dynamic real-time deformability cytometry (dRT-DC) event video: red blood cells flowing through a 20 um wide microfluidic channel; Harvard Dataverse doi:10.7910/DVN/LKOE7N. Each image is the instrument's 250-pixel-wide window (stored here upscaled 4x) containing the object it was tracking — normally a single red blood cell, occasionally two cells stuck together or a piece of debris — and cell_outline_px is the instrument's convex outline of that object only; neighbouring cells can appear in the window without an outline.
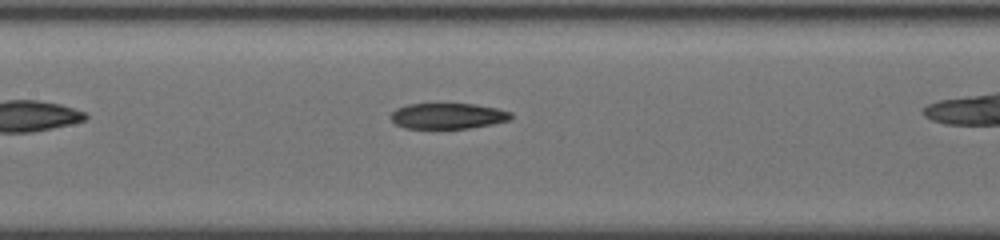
{"species": "common noctule bat (a hibernating species)", "species_latin": "Nyctalus noctula", "temperature_condition": "cold", "stored_images_in_passage": 25, "camera_frame_rate_fps": 3000, "um_per_image_px": 0.085, "animal": {"sex": "female", "body_mass_g": 19.5, "forearm_length_mm": 54.1}, "frame": {"image": 1, "passage_image": 8, "time_ms": 2.333, "image_size_px": [1000, 240], "cell_outline_px": [[512, 120], [492, 124], [468, 128], [404, 128], [396, 124], [388, 116], [396, 108], [408, 104], [472, 104], [496, 108], [512, 112]], "centroid_in_image_um": [38.06, 9.86], "position_along_channel_um": 169.3, "area_um2": 18.03}}
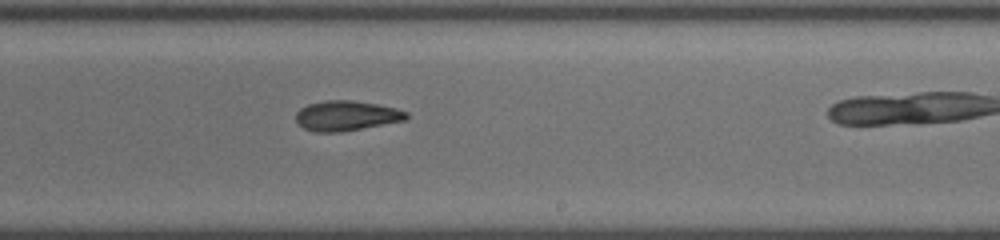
{"frame": {"image": 2, "passage_image": 15, "time_ms": 4.667, "image_size_px": [1000, 240], "cell_outline_px": [[408, 116], [404, 120], [340, 132], [316, 132], [304, 128], [296, 120], [296, 112], [300, 108], [308, 104], [328, 100], [352, 100], [376, 104], [396, 108], [408, 112]], "centroid_in_image_um": [29.42, 9.83], "position_along_channel_um": 259.6, "area_um2": 19.07}}
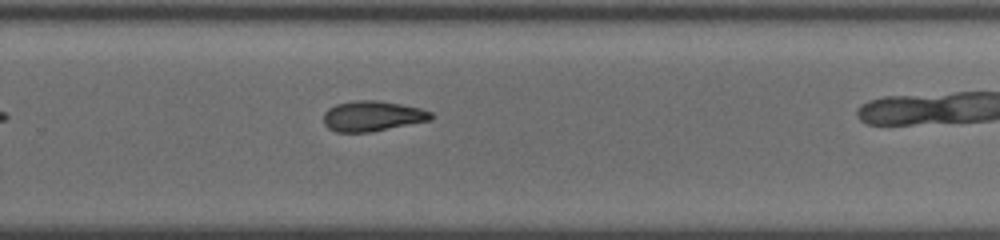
{"frame": {"image": 3, "passage_image": 18, "time_ms": 5.667, "image_size_px": [1000, 240], "cell_outline_px": [[436, 116], [432, 120], [372, 132], [336, 132], [328, 128], [324, 124], [324, 112], [328, 108], [336, 104], [356, 100], [372, 100], [400, 104], [420, 108], [432, 112]], "centroid_in_image_um": [31.68, 9.87], "position_along_channel_um": 298.1, "area_um2": 19.13}}